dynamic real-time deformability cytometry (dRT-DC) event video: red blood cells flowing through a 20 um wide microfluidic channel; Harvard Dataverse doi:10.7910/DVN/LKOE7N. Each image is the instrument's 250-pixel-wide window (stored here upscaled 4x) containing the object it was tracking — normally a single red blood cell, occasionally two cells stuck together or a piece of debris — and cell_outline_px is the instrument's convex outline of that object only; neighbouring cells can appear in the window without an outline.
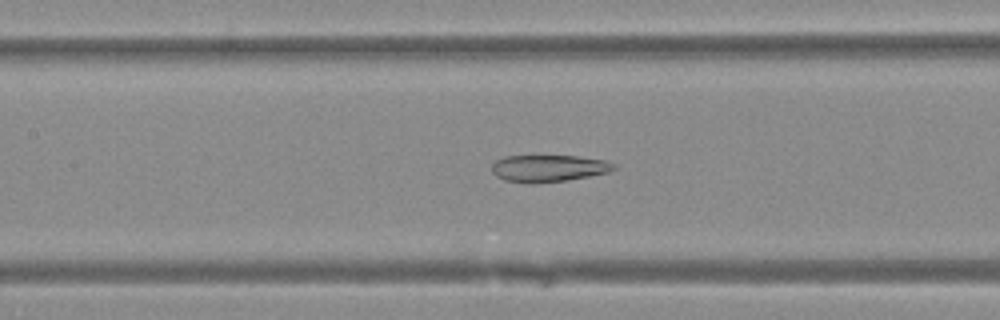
{"species": "Egyptian fruit bat (a non-hibernating species)", "species_latin": "Rousettus aegyptiacus", "temperature_condition": "warm", "stored_images_in_passage": 49, "camera_frame_rate_fps": 3000, "um_per_image_px": 0.085, "animal": {"sex": "female"}, "frame": {"image": 1, "passage_image": 22, "time_ms": 7.0, "image_size_px": [1000, 320], "cell_outline_px": [[616, 168], [608, 172], [568, 180], [532, 184], [504, 180], [496, 176], [492, 172], [492, 164], [496, 160], [504, 156], [576, 156], [604, 160], [616, 164]], "centroid_in_image_um": [46.6, 14.31], "position_along_channel_um": 160.8, "area_um2": 19.19}}
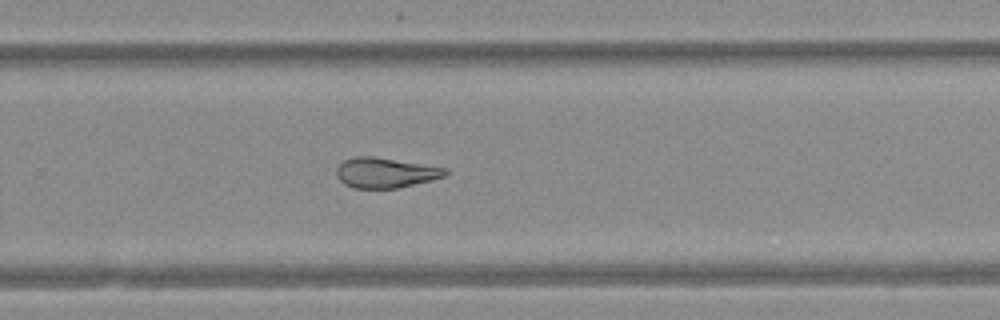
{"frame": {"image": 2, "passage_image": 32, "time_ms": 10.333, "image_size_px": [1000, 320], "cell_outline_px": [[448, 172], [444, 176], [432, 180], [396, 188], [352, 188], [344, 184], [336, 176], [336, 168], [344, 160], [356, 156], [372, 156], [448, 168]], "centroid_in_image_um": [32.74, 14.68], "position_along_channel_um": 297.1, "area_um2": 19.07}}
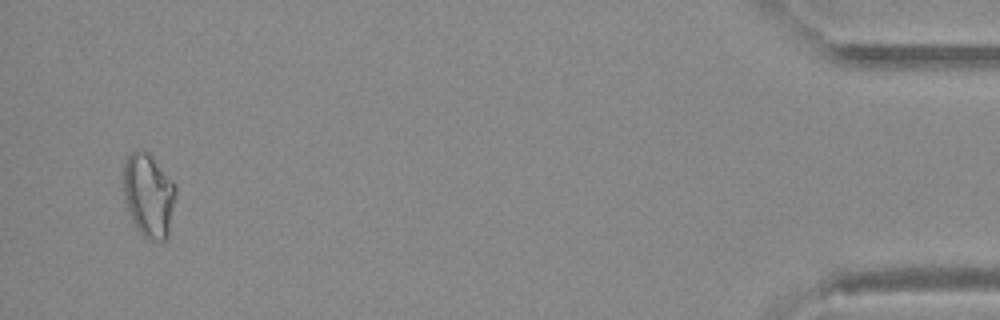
{"frame": {"image": 3, "passage_image": 47, "time_ms": 15.333, "image_size_px": [1000, 320], "cell_outline_px": [[176, 196], [168, 236], [164, 240], [152, 240], [144, 236], [136, 228], [132, 220], [124, 196], [124, 160], [132, 152], [148, 152], [176, 184]], "centroid_in_image_um": [12.66, 16.61], "position_along_channel_um": 422.5, "area_um2": 25.26}}